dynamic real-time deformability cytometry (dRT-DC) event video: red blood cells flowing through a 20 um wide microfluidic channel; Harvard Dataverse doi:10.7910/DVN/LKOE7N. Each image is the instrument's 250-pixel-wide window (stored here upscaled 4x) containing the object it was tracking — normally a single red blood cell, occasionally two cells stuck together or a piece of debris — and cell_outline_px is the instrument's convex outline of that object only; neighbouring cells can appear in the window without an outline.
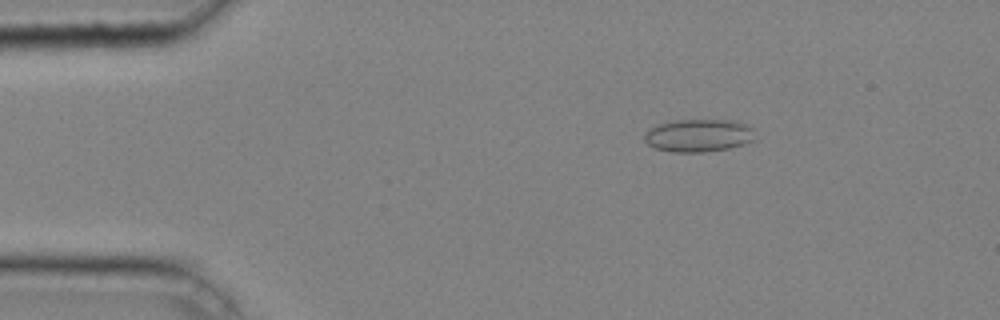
{"species": "common noctule bat (a hibernating species)", "species_latin": "Nyctalus noctula", "temperature_condition": "cold", "stored_images_in_passage": 42, "camera_frame_rate_fps": 3000, "um_per_image_px": 0.085, "animal": {"sex": "male", "body_mass_g": 20.4}, "frame": {"image": 1, "passage_image": 7, "time_ms": 2.0, "image_size_px": [1000, 320], "cell_outline_px": [[752, 140], [744, 144], [728, 148], [704, 152], [672, 152], [656, 148], [648, 144], [644, 140], [644, 132], [648, 128], [660, 124], [676, 120], [736, 120], [748, 124], [752, 128]], "centroid_in_image_um": [59.35, 11.51], "position_along_channel_um": 25.7, "area_um2": 21.1}}
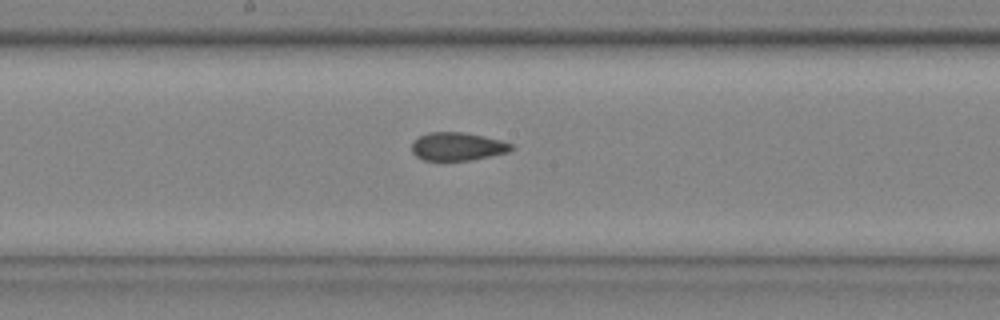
{"frame": {"image": 2, "passage_image": 24, "time_ms": 7.667, "image_size_px": [1000, 320], "cell_outline_px": [[516, 148], [508, 152], [468, 160], [424, 160], [416, 156], [412, 152], [412, 140], [428, 132], [464, 132], [484, 136], [500, 140], [512, 144]], "centroid_in_image_um": [38.87, 12.44], "position_along_channel_um": 209.3, "area_um2": 16.3}}
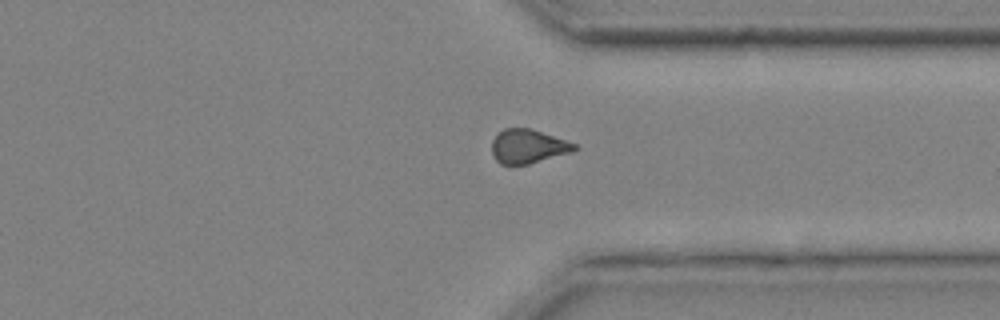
{"frame": {"image": 3, "passage_image": 35, "time_ms": 11.333, "image_size_px": [1000, 320], "cell_outline_px": [[580, 148], [572, 152], [528, 164], [500, 164], [496, 160], [492, 152], [492, 140], [496, 132], [504, 128], [532, 128], [576, 144]], "centroid_in_image_um": [44.87, 12.42], "position_along_channel_um": 366.5, "area_um2": 16.47}, "authors_computed_cell_mechanics": {"area_um2": 17.1088, "velocity_mm_per_s": 4.2861, "shape_relaxation_time_tau1_ms": null, "shape_relaxation_time_tau2_ms": 2.3096, "deformation_change_tau1": null, "deformation_change_tau2": 0.0649}}